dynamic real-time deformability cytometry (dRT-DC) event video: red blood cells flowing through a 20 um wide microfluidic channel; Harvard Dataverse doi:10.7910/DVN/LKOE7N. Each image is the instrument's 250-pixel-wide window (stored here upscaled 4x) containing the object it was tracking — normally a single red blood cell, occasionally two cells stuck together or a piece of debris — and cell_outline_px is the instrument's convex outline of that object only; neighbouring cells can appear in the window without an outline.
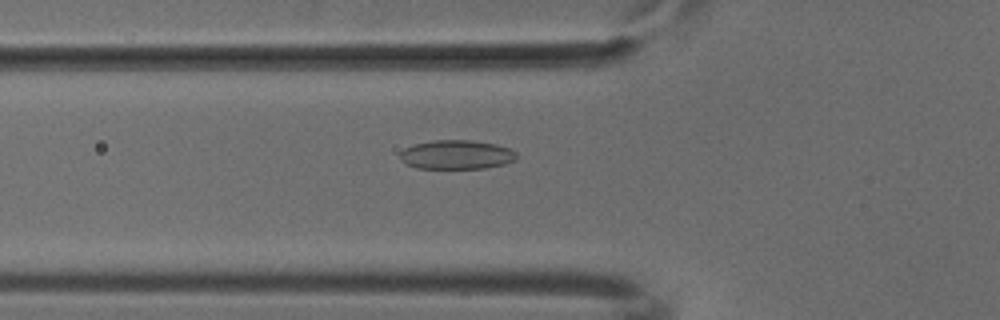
{"species": "common noctule bat (a hibernating species)", "species_latin": "Nyctalus noctula", "temperature_condition": "cold", "stored_images_in_passage": 49, "camera_frame_rate_fps": 3000, "um_per_image_px": 0.085, "animal": {"sex": "male", "body_mass_g": 18.8}, "frame": {"image": 1, "passage_image": 18, "time_ms": 5.667, "image_size_px": [1000, 320], "cell_outline_px": [[516, 160], [504, 164], [484, 168], [416, 168], [400, 160], [400, 152], [404, 148], [412, 144], [432, 140], [472, 140], [496, 144], [508, 148], [516, 152]], "centroid_in_image_um": [38.78, 13.14], "position_along_channel_um": 87.0, "area_um2": 19.83}}
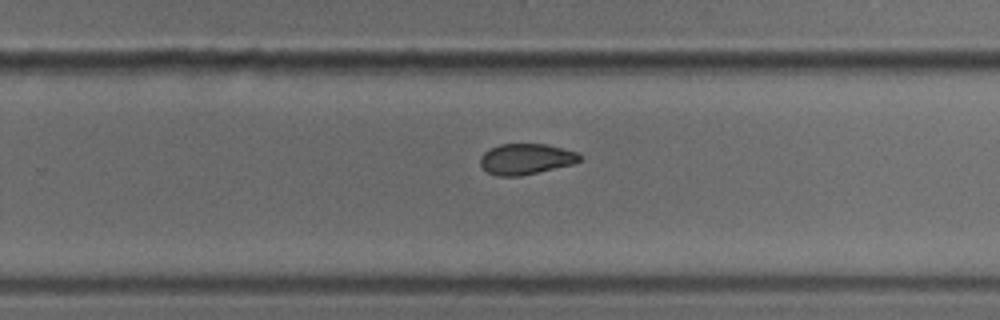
{"frame": {"image": 2, "passage_image": 33, "time_ms": 10.667, "image_size_px": [1000, 320], "cell_outline_px": [[580, 160], [572, 164], [520, 176], [496, 176], [488, 172], [480, 164], [480, 156], [484, 152], [500, 144], [548, 144], [580, 152]], "centroid_in_image_um": [44.71, 13.51], "position_along_channel_um": 285.1, "area_um2": 17.8}}
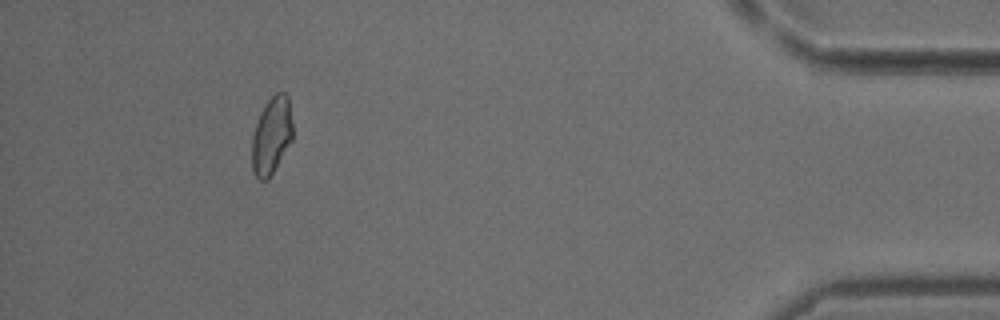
{"frame": {"image": 3, "passage_image": 47, "time_ms": 15.333, "image_size_px": [1000, 320], "cell_outline_px": [[292, 140], [268, 180], [260, 180], [252, 172], [252, 136], [260, 112], [264, 104], [276, 92], [284, 92], [288, 96], [292, 124]], "centroid_in_image_um": [23.07, 11.52], "position_along_channel_um": 412.1, "area_um2": 18.32}}